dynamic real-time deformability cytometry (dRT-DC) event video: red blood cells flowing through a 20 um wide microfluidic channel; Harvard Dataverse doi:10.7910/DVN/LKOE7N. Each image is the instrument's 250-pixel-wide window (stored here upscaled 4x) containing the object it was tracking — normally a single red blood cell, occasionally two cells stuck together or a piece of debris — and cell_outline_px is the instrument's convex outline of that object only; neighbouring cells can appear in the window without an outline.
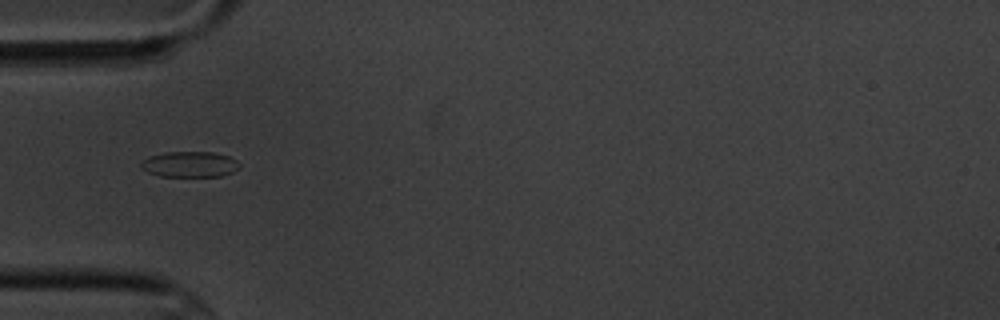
{"species": "common noctule bat (a hibernating species)", "species_latin": "Nyctalus noctula", "temperature_condition": "cold", "stored_images_in_passage": 14, "camera_frame_rate_fps": 3000, "um_per_image_px": 0.085, "animal": {"sex": "male", "body_mass_g": 20.1, "forearm_length_mm": 53.5}, "frame": {"image": 1, "passage_image": 3, "time_ms": 2.333, "image_size_px": [1000, 320], "cell_outline_px": [[240, 168], [232, 172], [220, 176], [160, 176], [148, 172], [140, 168], [140, 164], [148, 156], [164, 152], [212, 152], [228, 156], [236, 160], [240, 164]], "centroid_in_image_um": [16.11, 13.96], "position_along_channel_um": 68.9, "area_um2": 14.74}}
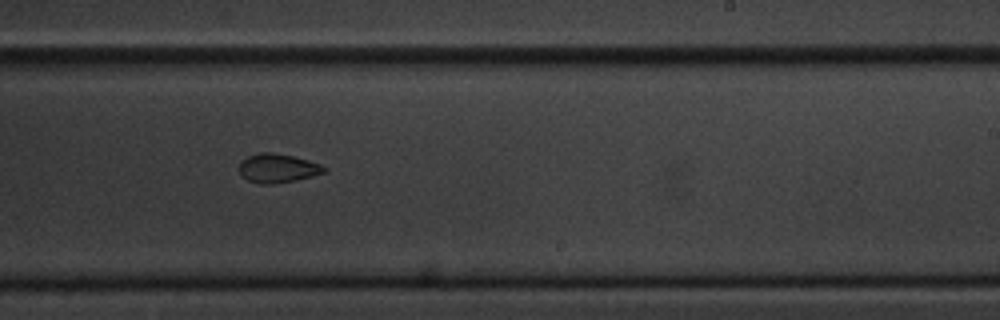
{"frame": {"image": 2, "passage_image": 8, "time_ms": 8.0, "image_size_px": [1000, 320], "cell_outline_px": [[328, 168], [324, 172], [312, 176], [296, 180], [272, 184], [260, 184], [248, 180], [240, 176], [240, 160], [248, 156], [260, 152], [272, 152], [292, 156], [308, 160], [320, 164]], "centroid_in_image_um": [23.58, 14.3], "position_along_channel_um": 265.4, "area_um2": 14.33}}
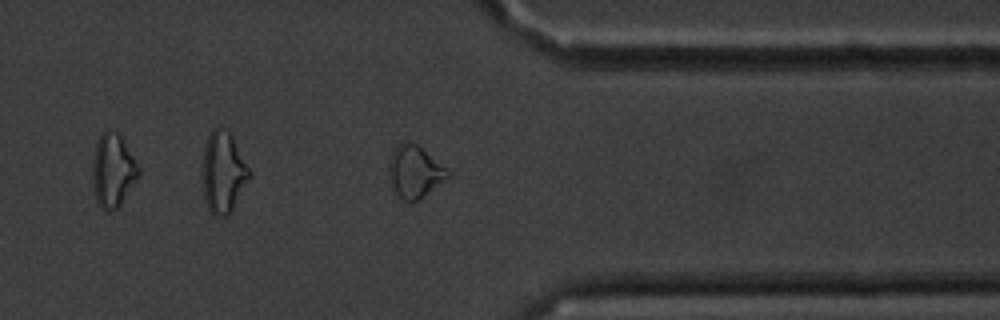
{"frame": {"image": 3, "passage_image": 11, "time_ms": 11.333, "image_size_px": [1000, 320], "cell_outline_px": [[452, 176], [424, 196], [416, 200], [404, 200], [396, 192], [388, 180], [388, 160], [392, 148], [396, 144], [404, 140], [408, 140], [416, 144], [452, 172]], "centroid_in_image_um": [35.24, 14.55], "position_along_channel_um": 376.2, "area_um2": 18.26}, "authors_computed_cell_mechanics": {"area_um2": 15.0858, "velocity_mm_per_s": 3.4509, "shape_relaxation_time_tau1_ms": 4.5588, "shape_relaxation_time_tau2_ms": 1.3739, "deformation_change_tau1": 0.0682, "deformation_change_tau2": 0.0445}}